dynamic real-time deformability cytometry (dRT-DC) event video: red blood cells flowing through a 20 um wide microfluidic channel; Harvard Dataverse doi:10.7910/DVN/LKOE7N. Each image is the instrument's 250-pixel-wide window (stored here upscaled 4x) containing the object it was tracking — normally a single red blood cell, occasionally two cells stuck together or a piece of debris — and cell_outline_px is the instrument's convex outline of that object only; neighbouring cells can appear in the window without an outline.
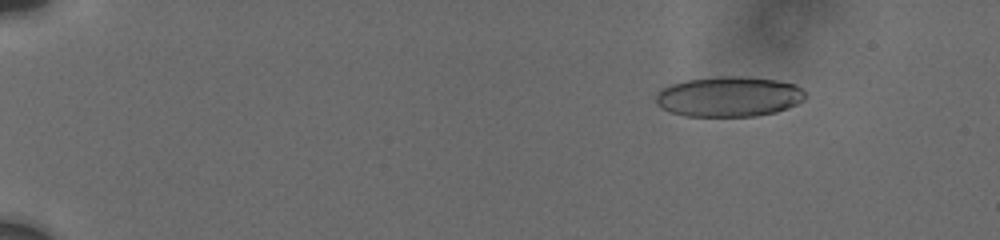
{"species": "human", "species_latin": "Homo sapiens", "temperature_condition": "cold", "stored_images_in_passage": 10, "camera_frame_rate_fps": 3000, "um_per_image_px": 0.085, "donor": {"sex": "male"}, "frame": {"image": 1, "passage_image": 4, "time_ms": 2.667, "image_size_px": [1000, 240], "cell_outline_px": [[808, 96], [804, 100], [788, 108], [776, 112], [756, 116], [684, 116], [660, 108], [656, 104], [656, 96], [660, 88], [684, 80], [716, 76], [748, 76], [776, 80], [792, 84], [800, 88]], "centroid_in_image_um": [61.94, 8.21], "position_along_channel_um": 23.1, "area_um2": 35.32}}
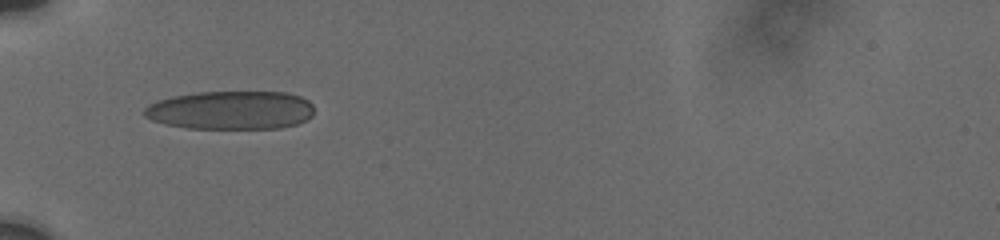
{"frame": {"image": 2, "passage_image": 9, "time_ms": 7.0, "image_size_px": [1000, 240], "cell_outline_px": [[312, 116], [296, 124], [280, 128], [188, 128], [164, 124], [152, 120], [144, 116], [144, 108], [148, 104], [172, 96], [196, 92], [288, 92], [300, 96], [308, 100], [312, 104]], "centroid_in_image_um": [19.61, 9.36], "position_along_channel_um": 65.4, "area_um2": 38.15}}
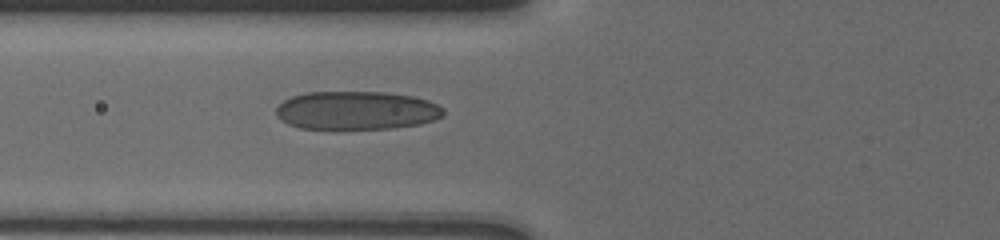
{"frame": {"image": 3, "passage_image": 10, "time_ms": 8.0, "image_size_px": [1000, 240], "cell_outline_px": [[444, 116], [420, 124], [392, 128], [336, 132], [300, 128], [288, 124], [280, 120], [276, 116], [276, 108], [284, 100], [292, 96], [304, 92], [384, 92], [412, 96], [428, 100], [444, 108]], "centroid_in_image_um": [30.25, 9.43], "position_along_channel_um": 95.5, "area_um2": 38.73}}